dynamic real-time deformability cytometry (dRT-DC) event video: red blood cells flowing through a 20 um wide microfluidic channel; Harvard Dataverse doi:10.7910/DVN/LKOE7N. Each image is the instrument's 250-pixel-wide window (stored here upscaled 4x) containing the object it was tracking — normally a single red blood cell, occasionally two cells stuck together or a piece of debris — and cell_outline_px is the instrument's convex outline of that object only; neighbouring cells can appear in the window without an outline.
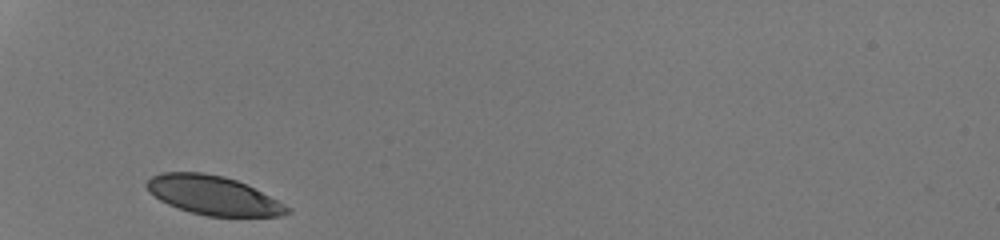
{"species": "human", "species_latin": "Homo sapiens", "temperature_condition": "room temperature", "stored_images_in_passage": 26, "camera_frame_rate_fps": 3000, "um_per_image_px": 0.085, "donor": {"sex": "male"}, "frame": {"image": 1, "passage_image": 1, "time_ms": 0.0, "image_size_px": [1000, 240], "cell_outline_px": [[292, 212], [280, 216], [208, 216], [192, 212], [168, 204], [160, 200], [148, 192], [144, 184], [152, 176], [160, 172], [204, 172], [224, 176], [248, 184], [292, 208]], "centroid_in_image_um": [18.13, 16.59], "position_along_channel_um": 66.9, "area_um2": 32.02}}
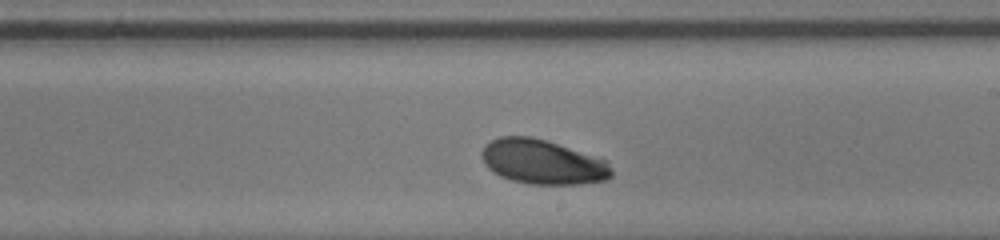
{"frame": {"image": 2, "passage_image": 15, "time_ms": 4.667, "image_size_px": [1000, 240], "cell_outline_px": [[612, 176], [604, 180], [580, 184], [528, 184], [512, 180], [500, 176], [492, 172], [484, 164], [480, 152], [484, 144], [500, 136], [532, 136], [608, 160], [612, 172]], "centroid_in_image_um": [46.09, 13.76], "position_along_channel_um": 242.9, "area_um2": 33.81}}
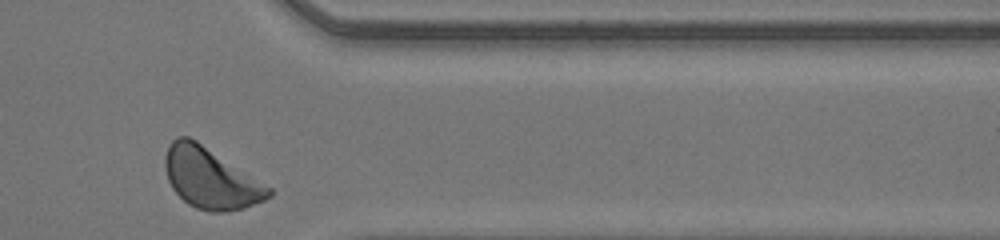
{"frame": {"image": 3, "passage_image": 26, "time_ms": 8.333, "image_size_px": [1000, 240], "cell_outline_px": [[272, 196], [264, 200], [244, 208], [228, 212], [208, 212], [196, 208], [188, 204], [172, 188], [168, 180], [164, 168], [164, 156], [168, 144], [176, 136], [188, 136], [196, 140], [272, 188]], "centroid_in_image_um": [17.87, 15.15], "position_along_channel_um": 393.5, "area_um2": 36.7}, "authors_computed_cell_mechanics": {"area_um2": 33.0905, "velocity_mm_per_s": 4.1637, "shape_relaxation_time_tau1_ms": 1.8181, "shape_relaxation_time_tau2_ms": null, "deformation_change_tau1": 0.1024, "deformation_change_tau2": null}}